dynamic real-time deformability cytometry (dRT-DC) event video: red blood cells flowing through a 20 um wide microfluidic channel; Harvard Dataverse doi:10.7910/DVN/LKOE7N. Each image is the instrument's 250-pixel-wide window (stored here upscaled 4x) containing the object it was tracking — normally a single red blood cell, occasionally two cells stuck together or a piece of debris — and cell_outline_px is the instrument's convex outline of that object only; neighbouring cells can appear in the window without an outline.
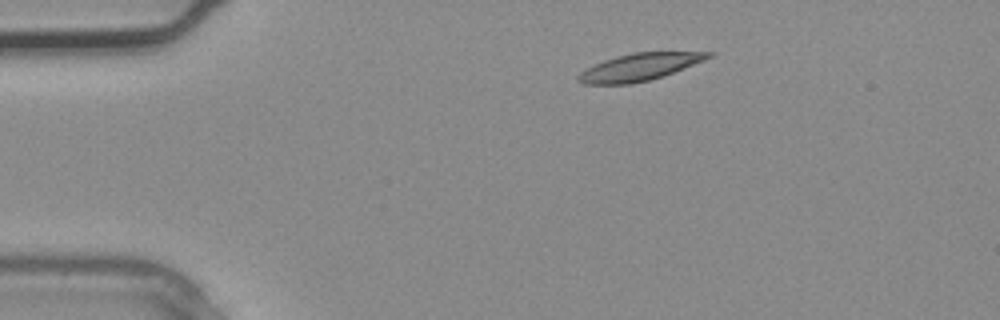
{"species": "common noctule bat (a hibernating species)", "species_latin": "Nyctalus noctula", "temperature_condition": "warm", "stored_images_in_passage": 2, "camera_frame_rate_fps": 3000, "um_per_image_px": 0.085, "animal": {"sex": "male", "body_mass_g": 20.4}, "frame": {"image": 1, "passage_image": 1, "time_ms": 0.0, "image_size_px": [1000, 320], "cell_outline_px": [[716, 52], [712, 56], [704, 60], [664, 76], [632, 84], [584, 84], [576, 80], [576, 76], [580, 72], [604, 60], [616, 56], [632, 52]], "centroid_in_image_um": [54.33, 5.7], "position_along_channel_um": 30.7, "area_um2": 20.52}}